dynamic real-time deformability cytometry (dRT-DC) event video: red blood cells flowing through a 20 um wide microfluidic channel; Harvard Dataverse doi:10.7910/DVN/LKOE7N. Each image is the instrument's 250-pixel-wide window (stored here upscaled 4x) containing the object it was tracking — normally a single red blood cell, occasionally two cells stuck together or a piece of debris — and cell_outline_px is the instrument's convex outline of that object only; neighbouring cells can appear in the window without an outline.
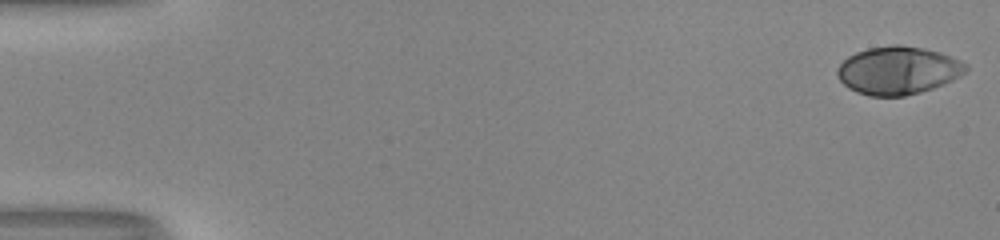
{"species": "human", "species_latin": "Homo sapiens", "temperature_condition": "room temperature", "stored_images_in_passage": 52, "camera_frame_rate_fps": 3000, "um_per_image_px": 0.085, "donor": {"sex": "male"}, "frame": {"image": 1, "passage_image": 1, "time_ms": 0.0, "image_size_px": [1000, 240], "cell_outline_px": [[968, 68], [960, 76], [952, 80], [932, 88], [920, 92], [904, 96], [868, 96], [856, 92], [848, 88], [840, 80], [836, 72], [836, 68], [848, 56], [856, 52], [868, 48], [892, 44], [900, 44], [924, 48], [940, 52], [960, 60], [968, 64]], "centroid_in_image_um": [76.32, 5.98], "position_along_channel_um": 8.7, "area_um2": 36.07}}
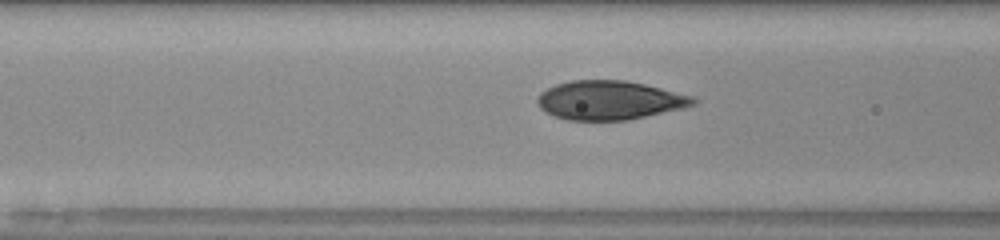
{"frame": {"image": 2, "passage_image": 22, "time_ms": 7.0, "image_size_px": [1000, 240], "cell_outline_px": [[696, 104], [684, 108], [628, 120], [568, 120], [544, 112], [540, 108], [536, 100], [536, 96], [540, 92], [556, 84], [572, 80], [624, 80], [644, 84], [692, 96], [696, 100]], "centroid_in_image_um": [51.77, 8.52], "position_along_channel_um": 114.8, "area_um2": 35.32}}
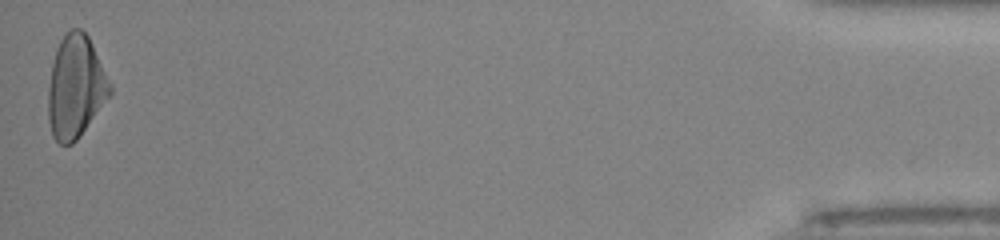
{"frame": {"image": 3, "passage_image": 52, "time_ms": 17.0, "image_size_px": [1000, 240], "cell_outline_px": [[112, 92], [76, 140], [72, 144], [60, 144], [52, 136], [48, 120], [48, 88], [52, 64], [56, 48], [64, 32], [72, 28], [80, 28], [88, 36], [112, 84]], "centroid_in_image_um": [6.41, 7.35], "position_along_channel_um": 428.8, "area_um2": 36.82}, "authors_computed_cell_mechanics": {"area_um2": 35.8649, "velocity_mm_per_s": 4.0798, "shape_relaxation_time_tau1_ms": 4.913, "shape_relaxation_time_tau2_ms": null, "deformation_change_tau1": 0.2296, "deformation_change_tau2": null}}